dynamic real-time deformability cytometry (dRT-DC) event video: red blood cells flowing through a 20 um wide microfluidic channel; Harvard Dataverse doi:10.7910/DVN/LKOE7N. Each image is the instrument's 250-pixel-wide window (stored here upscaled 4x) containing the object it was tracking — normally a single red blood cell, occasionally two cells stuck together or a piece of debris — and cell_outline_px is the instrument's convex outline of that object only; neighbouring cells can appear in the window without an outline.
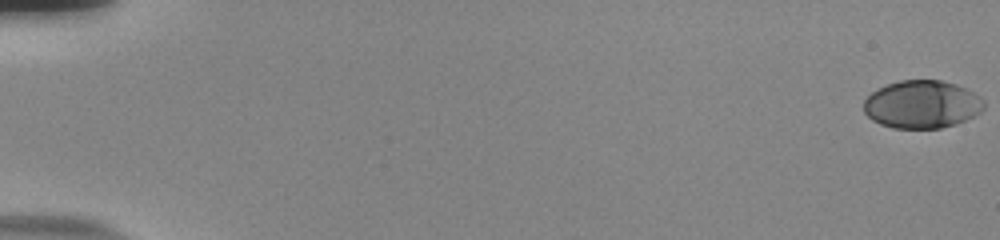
{"species": "human", "species_latin": "Homo sapiens", "temperature_condition": "room temperature", "stored_images_in_passage": 56, "camera_frame_rate_fps": 3000, "um_per_image_px": 0.085, "donor": {"sex": "male"}, "frame": {"image": 1, "passage_image": 1, "time_ms": 0.0, "image_size_px": [1000, 240], "cell_outline_px": [[984, 108], [980, 112], [956, 124], [940, 128], [892, 128], [880, 124], [872, 120], [864, 112], [864, 100], [872, 92], [888, 84], [900, 80], [940, 80], [956, 84], [968, 88], [980, 96], [984, 100]], "centroid_in_image_um": [78.38, 8.87], "position_along_channel_um": 6.6, "area_um2": 33.58}}
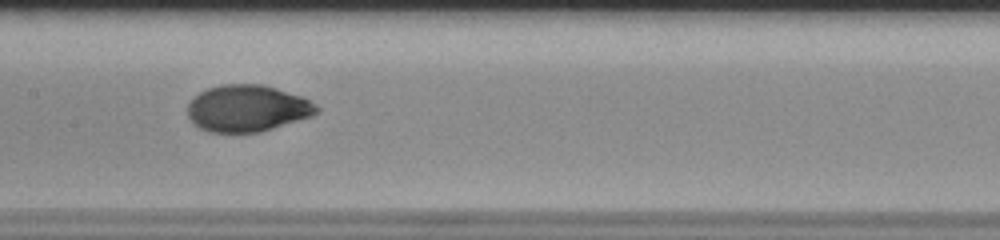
{"frame": {"image": 2, "passage_image": 30, "time_ms": 9.667, "image_size_px": [1000, 240], "cell_outline_px": [[320, 112], [312, 116], [260, 132], [208, 132], [192, 124], [188, 116], [188, 104], [200, 92], [208, 88], [224, 84], [264, 84], [300, 96], [316, 104], [320, 108]], "centroid_in_image_um": [21.03, 9.21], "position_along_channel_um": 186.4, "area_um2": 35.08}}
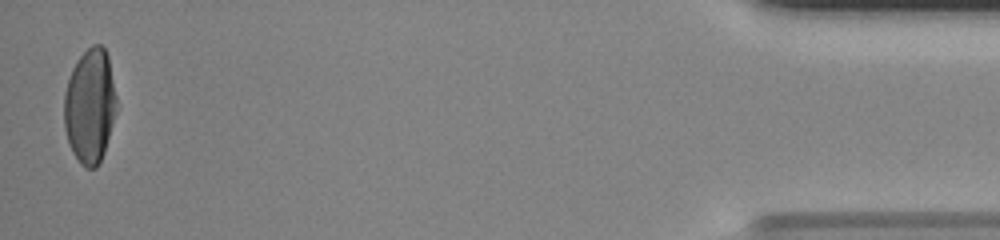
{"frame": {"image": 3, "passage_image": 55, "time_ms": 18.0, "image_size_px": [1000, 240], "cell_outline_px": [[116, 112], [104, 152], [96, 168], [88, 168], [80, 164], [72, 152], [68, 144], [64, 128], [64, 92], [72, 68], [76, 60], [92, 44], [100, 44], [104, 48], [108, 56], [116, 96]], "centroid_in_image_um": [7.62, 9.01], "position_along_channel_um": 427.6, "area_um2": 35.08}, "authors_computed_cell_mechanics": {"area_um2": 35.0846, "velocity_mm_per_s": 3.844, "shape_relaxation_time_tau1_ms": 5.754, "shape_relaxation_time_tau2_ms": 0.8578, "deformation_change_tau1": 0.2244, "deformation_change_tau2": 0.0332}}